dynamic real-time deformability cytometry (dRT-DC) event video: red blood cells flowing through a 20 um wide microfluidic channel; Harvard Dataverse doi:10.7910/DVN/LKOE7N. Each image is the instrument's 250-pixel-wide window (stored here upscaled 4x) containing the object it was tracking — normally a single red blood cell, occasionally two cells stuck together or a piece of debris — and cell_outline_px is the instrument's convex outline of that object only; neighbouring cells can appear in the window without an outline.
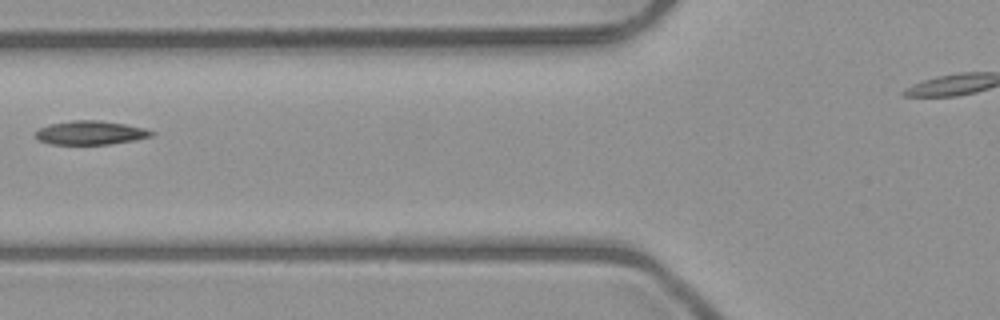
{"species": "common noctule bat (a hibernating species)", "species_latin": "Nyctalus noctula", "temperature_condition": "room temperature", "stored_images_in_passage": 5, "camera_frame_rate_fps": 3000, "um_per_image_px": 0.085, "animal": {"sex": "male", "body_mass_g": 23.1, "forearm_length_mm": 52.7}, "frame": {"image": 1, "passage_image": 5, "time_ms": 4.333, "image_size_px": [1000, 320], "cell_outline_px": [[156, 132], [152, 136], [136, 140], [112, 144], [48, 144], [40, 140], [36, 136], [36, 132], [40, 128], [48, 124], [72, 120], [96, 120], [124, 124], [144, 128]], "centroid_in_image_um": [7.71, 11.28], "position_along_channel_um": 118.1, "area_um2": 16.07}}